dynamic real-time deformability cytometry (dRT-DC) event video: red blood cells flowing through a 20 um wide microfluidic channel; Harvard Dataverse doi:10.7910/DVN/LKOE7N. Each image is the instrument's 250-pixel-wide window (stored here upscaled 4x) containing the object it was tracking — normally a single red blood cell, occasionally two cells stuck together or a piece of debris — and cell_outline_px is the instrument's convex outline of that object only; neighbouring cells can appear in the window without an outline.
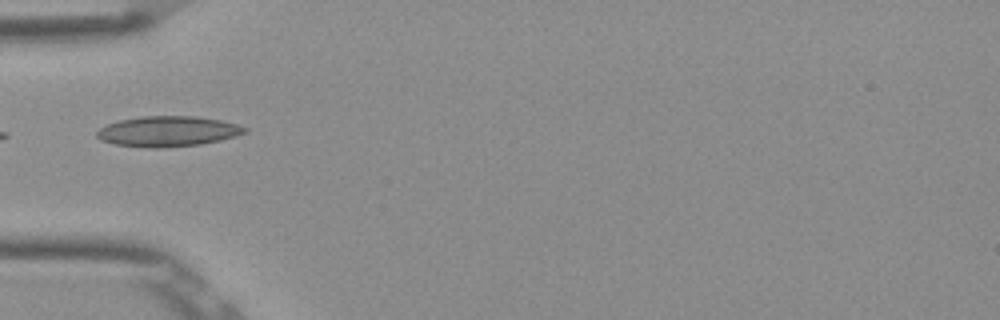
{"species": "Egyptian fruit bat (a non-hibernating species)", "species_latin": "Rousettus aegyptiacus", "temperature_condition": "room temperature", "stored_images_in_passage": 7, "camera_frame_rate_fps": 3000, "um_per_image_px": 0.085, "frame": {"image": 1, "passage_image": 5, "time_ms": 1.333, "image_size_px": [1000, 320], "cell_outline_px": [[248, 132], [236, 136], [220, 140], [200, 144], [164, 148], [156, 148], [116, 144], [100, 140], [96, 136], [96, 132], [100, 128], [108, 124], [120, 120], [140, 116], [196, 116], [220, 120], [236, 124], [248, 128]], "centroid_in_image_um": [14.28, 11.16], "position_along_channel_um": 70.7, "area_um2": 26.13}}
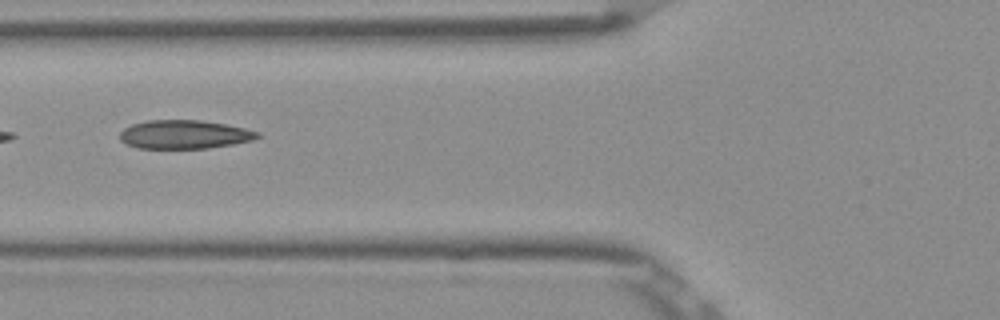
{"frame": {"image": 2, "passage_image": 6, "time_ms": 1.667, "image_size_px": [1000, 320], "cell_outline_px": [[260, 136], [252, 140], [232, 144], [208, 148], [136, 148], [120, 140], [120, 132], [124, 128], [132, 124], [148, 120], [200, 120], [224, 124], [244, 128], [260, 132]], "centroid_in_image_um": [15.65, 11.42], "position_along_channel_um": 110.1, "area_um2": 22.83}}
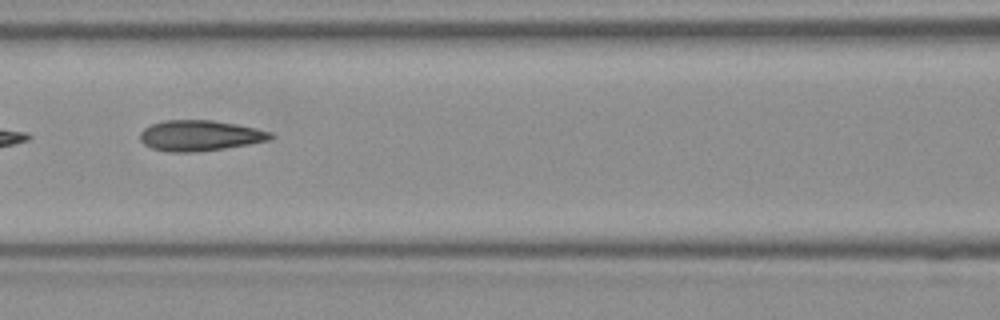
{"frame": {"image": 3, "passage_image": 7, "time_ms": 2.0, "image_size_px": [1000, 320], "cell_outline_px": [[276, 136], [268, 140], [248, 144], [224, 148], [196, 152], [168, 152], [152, 148], [144, 144], [140, 140], [140, 132], [144, 128], [152, 124], [164, 120], [212, 120], [236, 124], [256, 128], [272, 132]], "centroid_in_image_um": [16.99, 11.52], "position_along_channel_um": 149.6, "area_um2": 23.29}}